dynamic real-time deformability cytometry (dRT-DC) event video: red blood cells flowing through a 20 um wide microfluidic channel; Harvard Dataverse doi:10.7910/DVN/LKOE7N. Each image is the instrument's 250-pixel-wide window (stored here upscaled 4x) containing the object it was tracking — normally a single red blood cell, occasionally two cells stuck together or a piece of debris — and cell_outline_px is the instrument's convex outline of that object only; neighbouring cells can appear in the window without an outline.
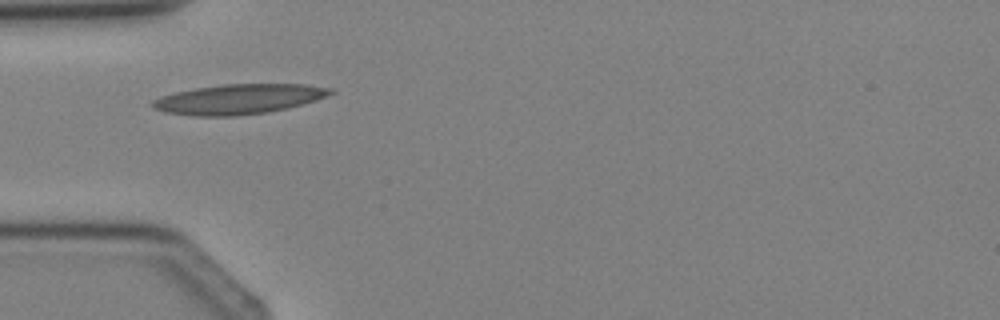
{"species": "Egyptian fruit bat (a non-hibernating species)", "species_latin": "Rousettus aegyptiacus", "temperature_condition": "cold", "stored_images_in_passage": 2, "camera_frame_rate_fps": 3000, "um_per_image_px": 0.085, "animal": {"sex": "female"}, "frame": {"image": 1, "passage_image": 1, "time_ms": 0.0, "image_size_px": [1000, 320], "cell_outline_px": [[336, 92], [316, 100], [304, 104], [268, 112], [236, 116], [196, 116], [164, 112], [152, 108], [152, 100], [160, 96], [176, 92], [196, 88], [224, 84], [304, 84], [332, 88]], "centroid_in_image_um": [20.3, 8.43], "position_along_channel_um": 64.7, "area_um2": 31.1}}
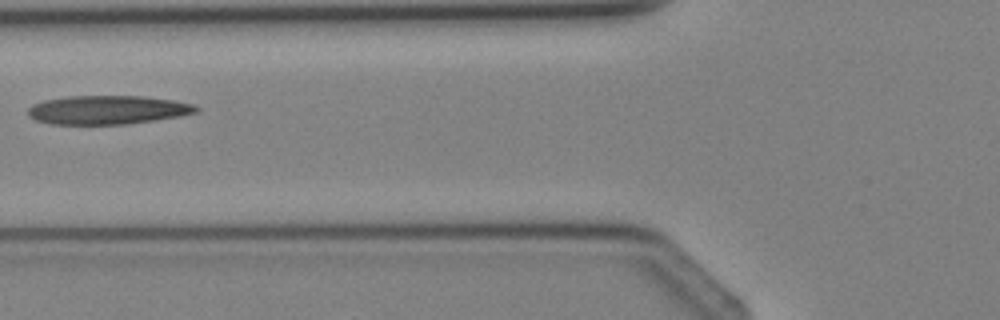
{"frame": {"image": 2, "passage_image": 2, "time_ms": 1.0, "image_size_px": [1000, 320], "cell_outline_px": [[200, 108], [196, 112], [180, 116], [156, 120], [128, 124], [52, 124], [36, 120], [28, 116], [28, 108], [32, 104], [44, 100], [68, 96], [144, 96], [172, 100], [196, 104]], "centroid_in_image_um": [9.16, 9.34], "position_along_channel_um": 116.6, "area_um2": 28.32}}